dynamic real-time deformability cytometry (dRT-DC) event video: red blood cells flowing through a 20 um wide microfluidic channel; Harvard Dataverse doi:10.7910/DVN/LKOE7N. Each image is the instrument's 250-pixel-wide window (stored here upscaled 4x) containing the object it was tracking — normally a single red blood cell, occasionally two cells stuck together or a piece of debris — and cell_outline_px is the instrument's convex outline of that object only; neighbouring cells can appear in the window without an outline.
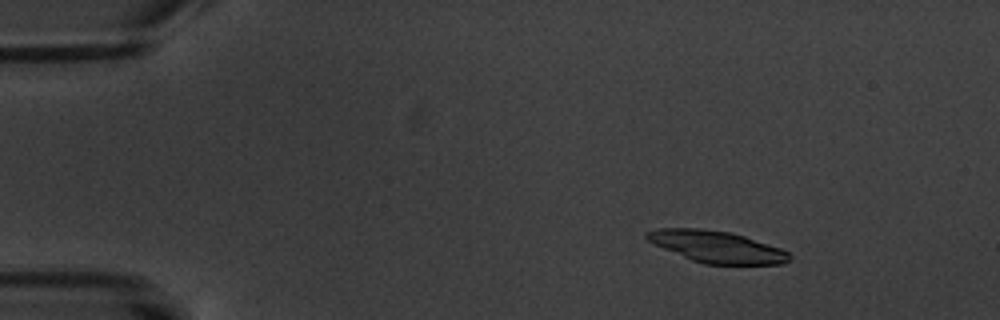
{"species": "common noctule bat (a hibernating species)", "species_latin": "Nyctalus noctula", "temperature_condition": "warm", "stored_images_in_passage": 5, "camera_frame_rate_fps": 3000, "um_per_image_px": 0.085, "animal": {"sex": "male", "body_mass_g": 20.1, "forearm_length_mm": 53.5}, "frame": {"image": 1, "passage_image": 2, "time_ms": 1.0, "image_size_px": [1000, 320], "cell_outline_px": [[792, 256], [784, 264], [704, 264], [692, 260], [664, 248], [648, 240], [644, 236], [644, 232], [656, 228], [700, 228], [732, 232], [780, 248], [788, 252]], "centroid_in_image_um": [60.92, 20.96], "position_along_channel_um": 24.1, "area_um2": 26.18}}
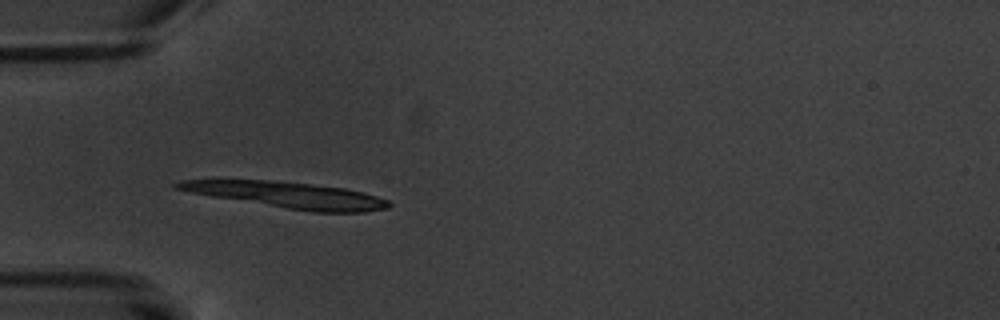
{"frame": {"image": 2, "passage_image": 4, "time_ms": 4.333, "image_size_px": [1000, 320], "cell_outline_px": [[392, 204], [388, 208], [364, 212], [312, 212], [212, 196], [172, 188], [172, 184], [180, 180], [276, 180], [344, 188], [364, 192], [388, 200]], "centroid_in_image_um": [24.46, 16.57], "position_along_channel_um": 60.5, "area_um2": 31.85}}